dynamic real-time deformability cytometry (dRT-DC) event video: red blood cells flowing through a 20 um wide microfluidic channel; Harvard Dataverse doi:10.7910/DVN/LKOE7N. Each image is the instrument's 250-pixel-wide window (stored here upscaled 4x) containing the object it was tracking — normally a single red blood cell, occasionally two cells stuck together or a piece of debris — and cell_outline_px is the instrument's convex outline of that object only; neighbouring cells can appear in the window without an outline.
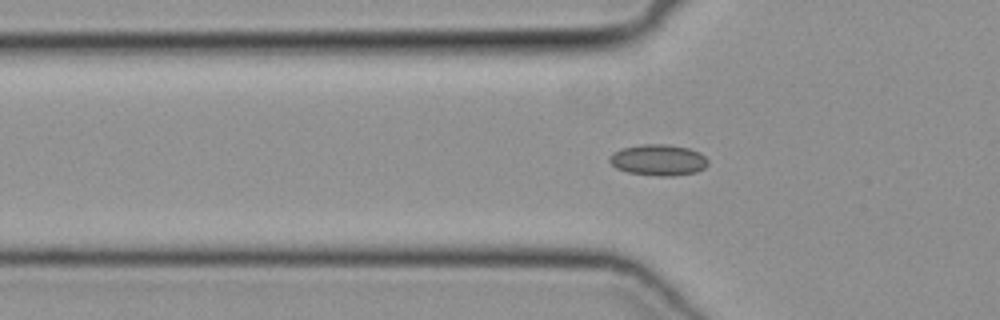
{"species": "common noctule bat (a hibernating species)", "species_latin": "Nyctalus noctula", "temperature_condition": "cold", "stored_images_in_passage": 5, "camera_frame_rate_fps": 3000, "um_per_image_px": 0.085, "animal": {"sex": "female", "body_mass_g": 19.3, "forearm_length_mm": 54.1}, "frame": {"image": 1, "passage_image": 2, "time_ms": 0.333, "image_size_px": [1000, 320], "cell_outline_px": [[708, 164], [704, 168], [696, 172], [672, 176], [656, 176], [628, 172], [616, 168], [608, 160], [608, 156], [612, 152], [620, 148], [644, 144], [664, 144], [688, 148], [700, 152], [708, 160]], "centroid_in_image_um": [55.93, 13.6], "position_along_channel_um": 69.9, "area_um2": 17.98}}